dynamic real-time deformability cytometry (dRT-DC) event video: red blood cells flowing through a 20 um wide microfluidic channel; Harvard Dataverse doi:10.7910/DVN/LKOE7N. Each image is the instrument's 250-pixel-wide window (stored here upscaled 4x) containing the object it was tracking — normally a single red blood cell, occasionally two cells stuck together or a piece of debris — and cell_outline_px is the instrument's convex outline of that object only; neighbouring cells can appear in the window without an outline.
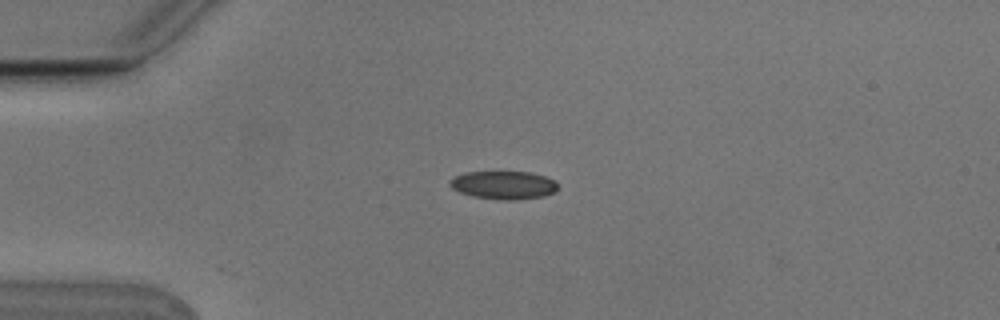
{"species": "Egyptian fruit bat (a non-hibernating species)", "species_latin": "Rousettus aegyptiacus", "temperature_condition": "cold", "stored_images_in_passage": 4, "camera_frame_rate_fps": 3000, "um_per_image_px": 0.085, "animal": {"sex": "male"}, "frame": {"image": 1, "passage_image": 3, "time_ms": 0.667, "image_size_px": [1000, 320], "cell_outline_px": [[556, 188], [552, 192], [544, 196], [516, 200], [504, 200], [472, 196], [460, 192], [452, 188], [448, 184], [452, 176], [464, 172], [528, 172], [544, 176], [556, 180]], "centroid_in_image_um": [42.76, 15.72], "position_along_channel_um": 42.2, "area_um2": 17.69}}